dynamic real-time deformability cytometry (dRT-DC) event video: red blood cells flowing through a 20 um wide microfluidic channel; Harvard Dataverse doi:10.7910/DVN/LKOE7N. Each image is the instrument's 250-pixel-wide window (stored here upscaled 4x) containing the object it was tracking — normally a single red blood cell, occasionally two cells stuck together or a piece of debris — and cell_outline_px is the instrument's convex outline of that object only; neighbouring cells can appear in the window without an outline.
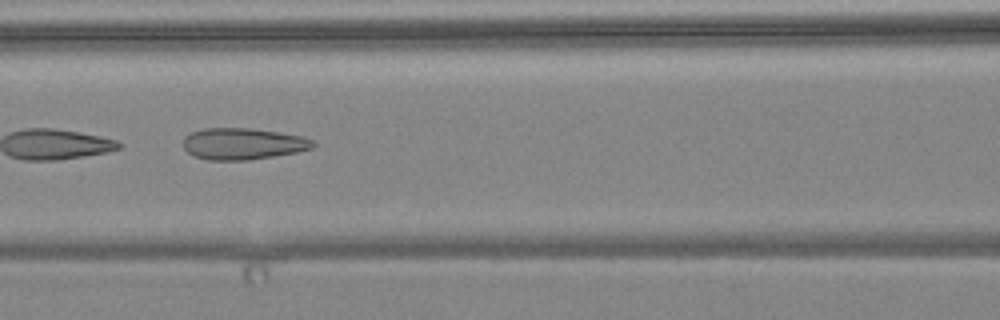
{"species": "common noctule bat (a hibernating species)", "species_latin": "Nyctalus noctula", "temperature_condition": "warm", "stored_images_in_passage": 7, "camera_frame_rate_fps": 3000, "um_per_image_px": 0.085, "animal": {"sex": "female", "body_mass_g": 24.6, "forearm_length_mm": 56.2}, "frame": {"image": 1, "passage_image": 6, "time_ms": 6.0, "image_size_px": [1000, 320], "cell_outline_px": [[316, 144], [312, 148], [296, 152], [248, 160], [208, 160], [196, 156], [188, 152], [184, 148], [184, 136], [192, 132], [204, 128], [248, 128], [276, 132], [300, 136], [312, 140]], "centroid_in_image_um": [20.62, 12.22], "position_along_channel_um": 146.0, "area_um2": 23.52}}
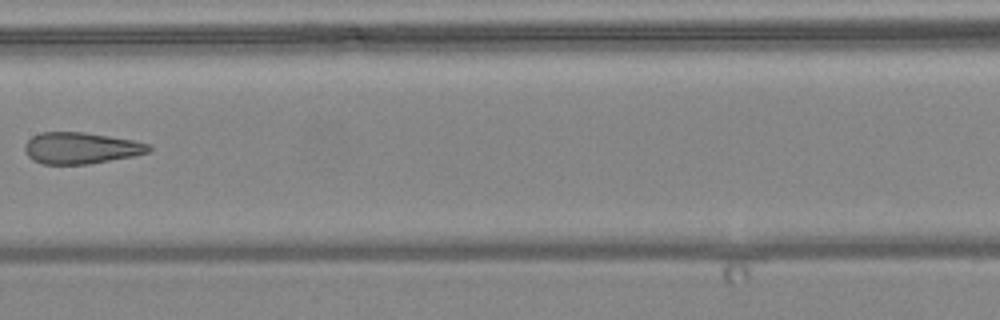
{"frame": {"image": 2, "passage_image": 7, "time_ms": 7.333, "image_size_px": [1000, 320], "cell_outline_px": [[152, 148], [148, 152], [132, 156], [88, 164], [44, 164], [32, 160], [28, 156], [24, 148], [24, 144], [32, 136], [40, 132], [84, 132], [132, 140], [148, 144]], "centroid_in_image_um": [6.83, 12.58], "position_along_channel_um": 200.6, "area_um2": 22.54}}